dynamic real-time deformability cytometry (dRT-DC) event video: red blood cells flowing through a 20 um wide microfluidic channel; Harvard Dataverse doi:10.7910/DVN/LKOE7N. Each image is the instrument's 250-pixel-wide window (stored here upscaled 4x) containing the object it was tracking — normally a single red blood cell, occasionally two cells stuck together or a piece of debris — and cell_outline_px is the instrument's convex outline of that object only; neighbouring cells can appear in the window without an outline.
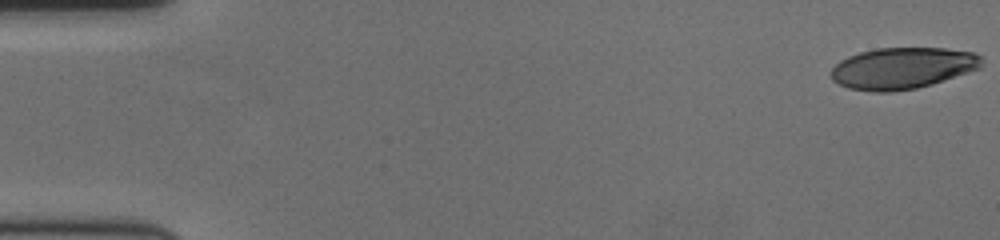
{"species": "human", "species_latin": "Homo sapiens", "temperature_condition": "cold", "stored_images_in_passage": 59, "camera_frame_rate_fps": 3000, "um_per_image_px": 0.085, "donor": {"sex": "female"}, "frame": {"image": 1, "passage_image": 1, "time_ms": 0.0, "image_size_px": [1000, 240], "cell_outline_px": [[980, 68], [932, 84], [916, 88], [892, 92], [872, 92], [848, 88], [832, 80], [832, 68], [840, 60], [848, 56], [860, 52], [876, 48], [944, 48], [972, 52], [980, 56]], "centroid_in_image_um": [76.67, 5.8], "position_along_channel_um": 8.3, "area_um2": 36.18}}
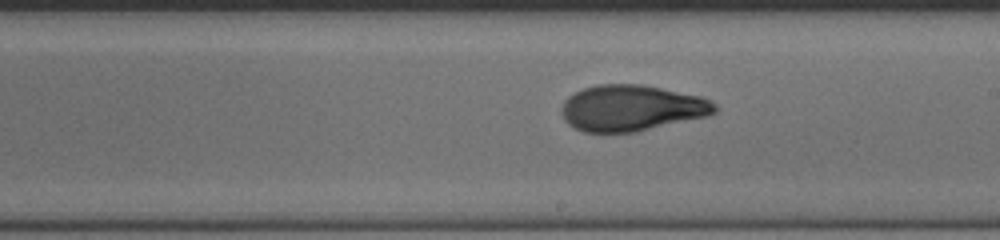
{"frame": {"image": 2, "passage_image": 34, "time_ms": 11.0, "image_size_px": [1000, 240], "cell_outline_px": [[716, 112], [708, 116], [636, 132], [584, 132], [568, 124], [564, 120], [560, 108], [564, 100], [568, 96], [584, 88], [596, 84], [640, 84], [700, 96], [716, 104]], "centroid_in_image_um": [53.66, 9.18], "position_along_channel_um": 235.3, "area_um2": 41.1}}
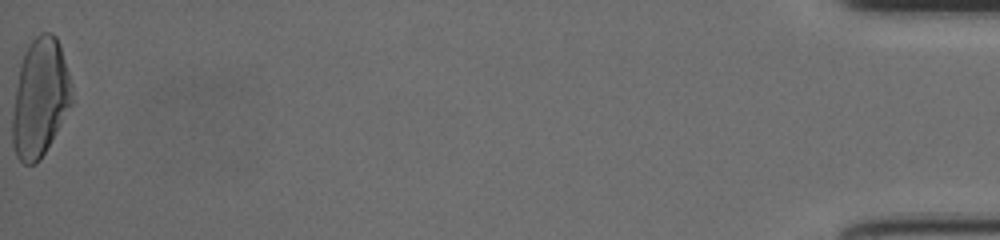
{"frame": {"image": 3, "passage_image": 59, "time_ms": 19.333, "image_size_px": [1000, 240], "cell_outline_px": [[72, 104], [40, 160], [36, 164], [24, 164], [16, 156], [12, 144], [12, 112], [20, 64], [32, 40], [40, 32], [52, 32], [56, 36], [60, 44], [72, 84]], "centroid_in_image_um": [3.41, 8.32], "position_along_channel_um": 431.8, "area_um2": 40.86}, "authors_computed_cell_mechanics": {"area_um2": 39.7664, "velocity_mm_per_s": 3.5832, "shape_relaxation_time_tau1_ms": 6.6067, "shape_relaxation_time_tau2_ms": 1.6849, "deformation_change_tau1": 0.2243, "deformation_change_tau2": 0.0777}}